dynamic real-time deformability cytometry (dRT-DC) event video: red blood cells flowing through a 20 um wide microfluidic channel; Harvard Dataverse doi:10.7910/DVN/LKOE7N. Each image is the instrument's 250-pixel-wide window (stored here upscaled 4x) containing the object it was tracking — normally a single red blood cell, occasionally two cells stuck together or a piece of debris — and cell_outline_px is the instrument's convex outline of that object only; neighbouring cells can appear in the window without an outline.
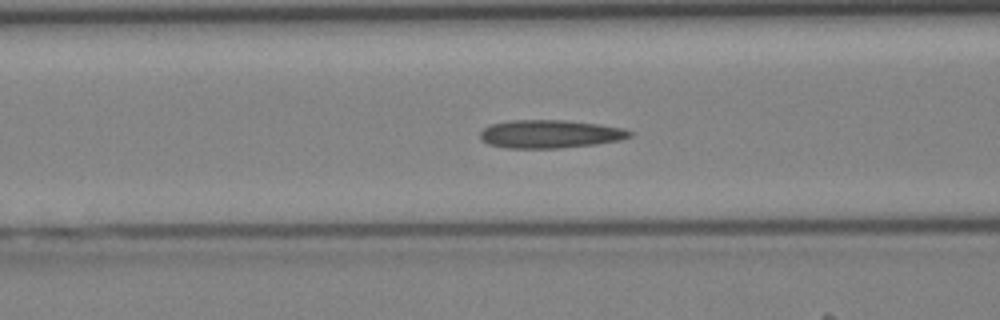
{"species": "Egyptian fruit bat (a non-hibernating species)", "species_latin": "Rousettus aegyptiacus", "temperature_condition": "cold", "stored_images_in_passage": 35, "camera_frame_rate_fps": 3000, "um_per_image_px": 0.085, "animal": {"sex": "female"}, "frame": {"image": 1, "passage_image": 10, "time_ms": 3.0, "image_size_px": [1000, 320], "cell_outline_px": [[632, 136], [620, 140], [596, 144], [560, 148], [504, 148], [488, 144], [480, 140], [480, 132], [484, 128], [492, 124], [512, 120], [568, 120], [600, 124], [624, 128], [632, 132]], "centroid_in_image_um": [46.76, 11.39], "position_along_channel_um": 119.8, "area_um2": 24.74}}
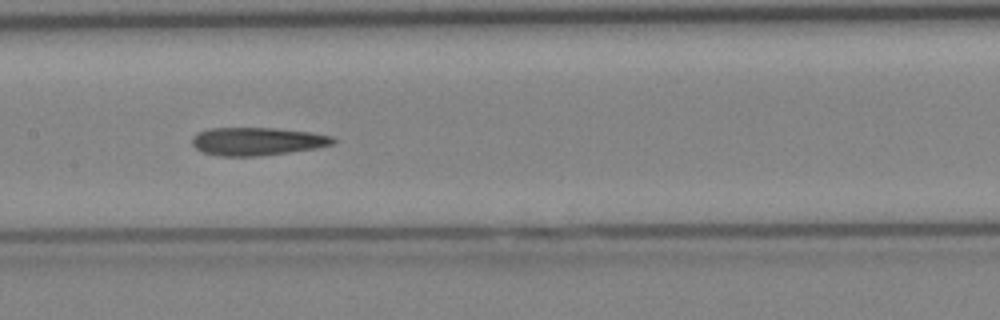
{"frame": {"image": 2, "passage_image": 14, "time_ms": 4.333, "image_size_px": [1000, 320], "cell_outline_px": [[336, 140], [332, 144], [316, 148], [288, 152], [256, 156], [220, 156], [204, 152], [196, 148], [192, 144], [192, 136], [196, 132], [208, 128], [276, 128], [312, 132], [332, 136]], "centroid_in_image_um": [21.83, 12.0], "position_along_channel_um": 185.6, "area_um2": 23.0}}
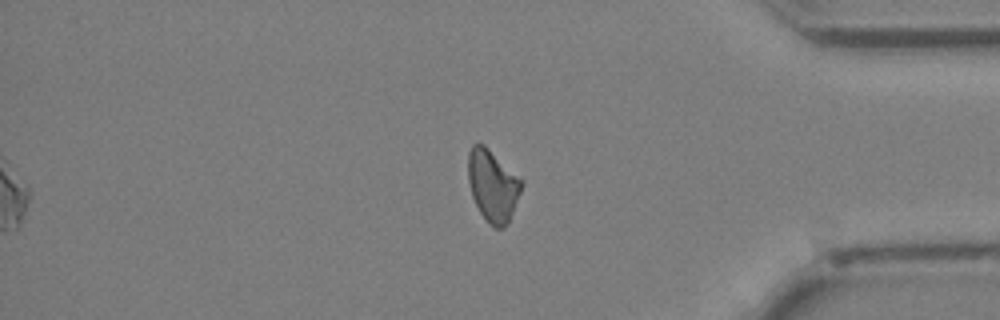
{"frame": {"image": 3, "passage_image": 28, "time_ms": 9.0, "image_size_px": [1000, 320], "cell_outline_px": [[524, 184], [508, 224], [504, 228], [496, 228], [480, 212], [472, 196], [468, 180], [468, 152], [472, 144], [484, 144], [524, 180]], "centroid_in_image_um": [41.91, 15.74], "position_along_channel_um": 393.3, "area_um2": 22.37}}